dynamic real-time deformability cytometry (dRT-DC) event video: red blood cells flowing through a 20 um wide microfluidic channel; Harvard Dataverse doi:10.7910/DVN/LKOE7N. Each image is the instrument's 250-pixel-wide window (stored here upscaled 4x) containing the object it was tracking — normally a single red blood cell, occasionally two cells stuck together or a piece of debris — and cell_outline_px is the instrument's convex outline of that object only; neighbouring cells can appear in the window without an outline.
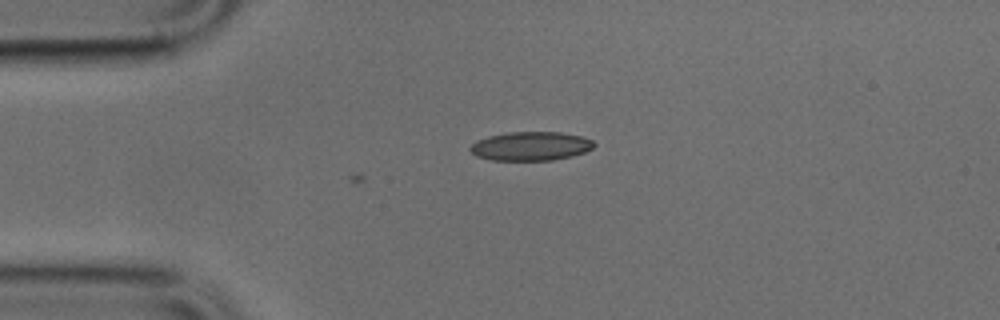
{"species": "common noctule bat (a hibernating species)", "species_latin": "Nyctalus noctula", "temperature_condition": "cold", "stored_images_in_passage": 3, "camera_frame_rate_fps": 3000, "um_per_image_px": 0.085, "animal": {"sex": "male", "body_mass_g": 17.9, "forearm_length_mm": 54.2}, "frame": {"image": 1, "passage_image": 1, "time_ms": 0.0, "image_size_px": [1000, 320], "cell_outline_px": [[596, 144], [592, 148], [584, 152], [572, 156], [552, 160], [492, 160], [476, 156], [468, 148], [476, 140], [488, 136], [508, 132], [560, 132], [580, 136], [592, 140]], "centroid_in_image_um": [45.09, 12.42], "position_along_channel_um": 39.9, "area_um2": 20.81}}